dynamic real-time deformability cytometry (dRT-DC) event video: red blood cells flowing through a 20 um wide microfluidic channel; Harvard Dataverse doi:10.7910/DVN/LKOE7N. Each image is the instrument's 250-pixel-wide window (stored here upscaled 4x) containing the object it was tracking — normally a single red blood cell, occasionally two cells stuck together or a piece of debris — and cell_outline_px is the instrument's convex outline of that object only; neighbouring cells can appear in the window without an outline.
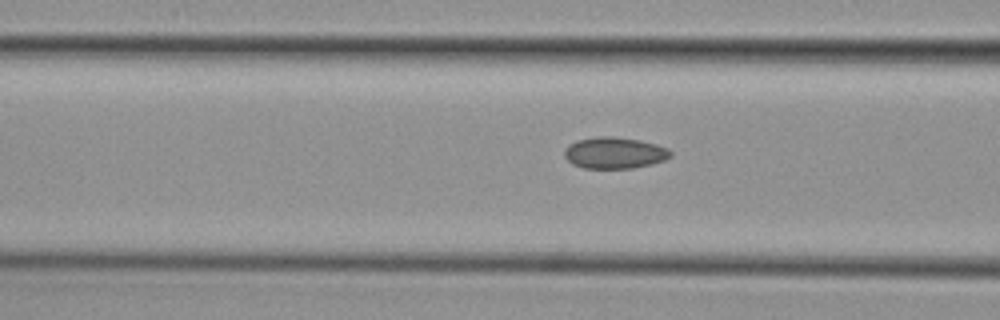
{"species": "common noctule bat (a hibernating species)", "species_latin": "Nyctalus noctula", "temperature_condition": "cold", "stored_images_in_passage": 27, "camera_frame_rate_fps": 3000, "um_per_image_px": 0.085, "animal": {"sex": "female", "body_mass_g": 29.2, "forearm_length_mm": 56.3}, "frame": {"image": 1, "passage_image": 16, "time_ms": 5.0, "image_size_px": [1000, 320], "cell_outline_px": [[672, 156], [664, 160], [652, 164], [632, 168], [584, 168], [572, 164], [564, 156], [564, 148], [568, 144], [576, 140], [596, 136], [612, 136], [640, 140], [656, 144], [668, 148], [672, 152]], "centroid_in_image_um": [52.22, 12.98], "position_along_channel_um": 114.4, "area_um2": 19.65}}
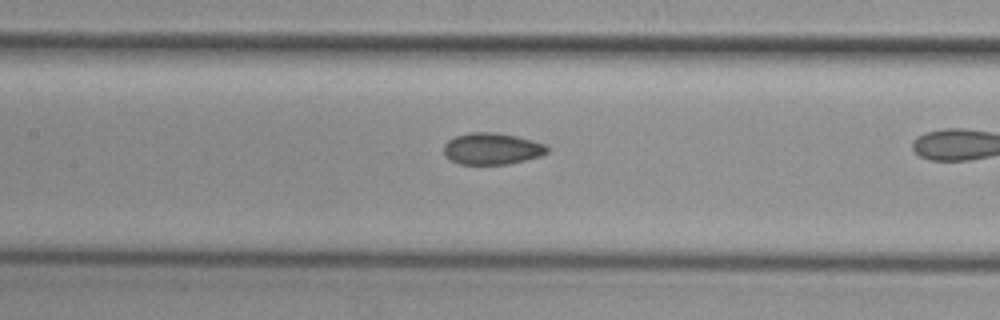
{"frame": {"image": 2, "passage_image": 20, "time_ms": 6.333, "image_size_px": [1000, 320], "cell_outline_px": [[548, 152], [540, 156], [508, 164], [460, 164], [452, 160], [444, 152], [444, 144], [448, 140], [456, 136], [468, 132], [492, 132], [516, 136], [532, 140], [544, 144], [548, 148]], "centroid_in_image_um": [41.81, 12.63], "position_along_channel_um": 165.6, "area_um2": 18.84}}
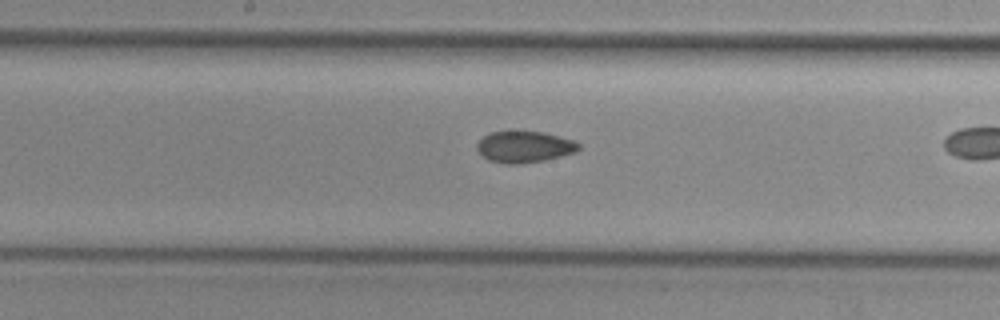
{"frame": {"image": 3, "passage_image": 23, "time_ms": 7.333, "image_size_px": [1000, 320], "cell_outline_px": [[580, 148], [576, 152], [544, 160], [520, 164], [504, 164], [488, 160], [476, 148], [476, 144], [488, 132], [544, 132], [572, 140], [580, 144]], "centroid_in_image_um": [44.56, 12.49], "position_along_channel_um": 203.6, "area_um2": 18.44}}